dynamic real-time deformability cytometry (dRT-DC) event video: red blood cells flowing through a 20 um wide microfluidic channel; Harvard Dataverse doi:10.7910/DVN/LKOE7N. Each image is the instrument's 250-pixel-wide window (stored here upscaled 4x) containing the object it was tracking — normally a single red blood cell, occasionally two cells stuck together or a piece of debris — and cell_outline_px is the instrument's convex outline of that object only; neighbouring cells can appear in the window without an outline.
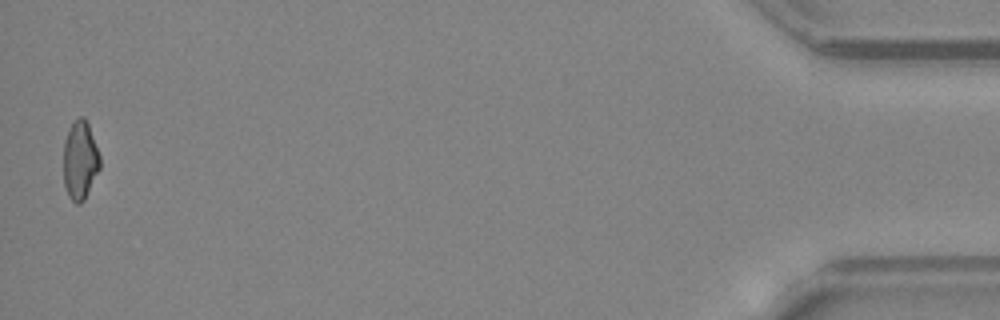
{"species": "common noctule bat (a hibernating species)", "species_latin": "Nyctalus noctula", "temperature_condition": "warm", "stored_images_in_passage": 40, "camera_frame_rate_fps": 3000, "um_per_image_px": 0.085, "animal": {"sex": "female", "body_mass_g": 24.6, "forearm_length_mm": 56.2}, "frame": {"image": 1, "passage_image": 40, "time_ms": 13.0, "image_size_px": [1000, 320], "cell_outline_px": [[100, 168], [84, 200], [80, 204], [76, 204], [68, 196], [64, 184], [64, 140], [68, 128], [80, 116], [84, 116], [88, 124], [100, 156]], "centroid_in_image_um": [6.8, 13.63], "position_along_channel_um": 428.4, "area_um2": 16.65}, "authors_computed_cell_mechanics": {"area_um2": 17.5712, "velocity_mm_per_s": 4.4013, "shape_relaxation_time_tau1_ms": null, "shape_relaxation_time_tau2_ms": 1.5207, "deformation_change_tau1": null, "deformation_change_tau2": 0.0831}}